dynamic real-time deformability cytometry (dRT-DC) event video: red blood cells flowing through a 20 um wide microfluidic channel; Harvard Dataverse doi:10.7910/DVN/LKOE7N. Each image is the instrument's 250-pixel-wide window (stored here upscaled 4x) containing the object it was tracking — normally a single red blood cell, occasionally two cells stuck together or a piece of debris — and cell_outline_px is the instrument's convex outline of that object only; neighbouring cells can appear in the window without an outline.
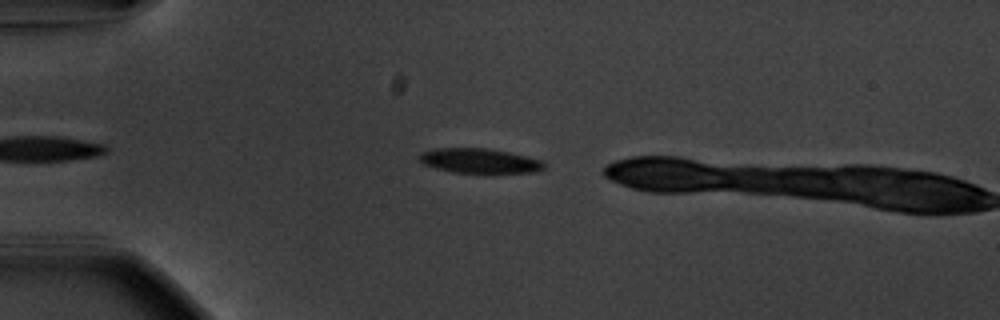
{"species": "common noctule bat (a hibernating species)", "species_latin": "Nyctalus noctula", "temperature_condition": "warm", "stored_images_in_passage": 5, "camera_frame_rate_fps": 3000, "um_per_image_px": 0.085, "animal": {"sex": "male", "body_mass_g": 20.1, "forearm_length_mm": 53.5}, "frame": {"image": 1, "passage_image": 3, "time_ms": 0.667, "image_size_px": [1000, 320], "cell_outline_px": [[548, 164], [544, 168], [532, 172], [452, 172], [436, 168], [424, 164], [416, 156], [420, 152], [436, 148], [488, 148], [528, 156], [544, 160]], "centroid_in_image_um": [40.76, 13.65], "position_along_channel_um": 44.2, "area_um2": 17.98}}